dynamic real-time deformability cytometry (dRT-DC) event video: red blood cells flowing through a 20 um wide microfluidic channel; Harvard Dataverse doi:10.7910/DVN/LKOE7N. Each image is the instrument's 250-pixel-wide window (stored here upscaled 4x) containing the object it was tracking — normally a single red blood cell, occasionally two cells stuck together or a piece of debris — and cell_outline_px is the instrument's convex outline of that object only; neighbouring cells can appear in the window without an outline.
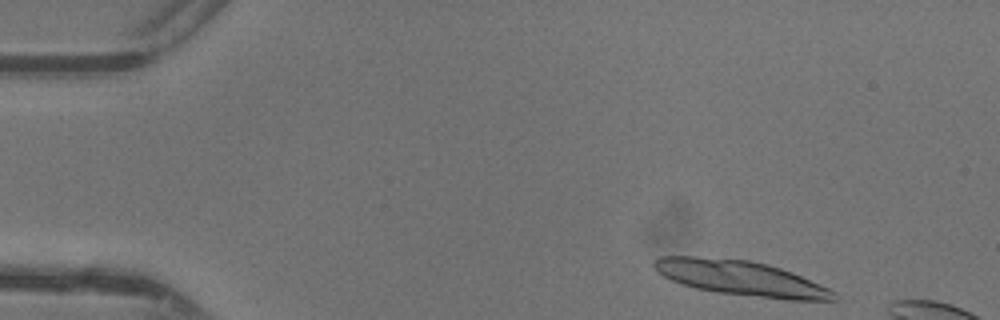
{"species": "common noctule bat (a hibernating species)", "species_latin": "Nyctalus noctula", "temperature_condition": "warm", "stored_images_in_passage": 7, "camera_frame_rate_fps": 3000, "um_per_image_px": 0.085, "animal": {"sex": "female"}, "frame": {"image": 1, "passage_image": 1, "time_ms": 0.0, "image_size_px": [1000, 320], "cell_outline_px": [[840, 296], [836, 300], [788, 300], [720, 292], [696, 288], [672, 280], [664, 276], [652, 264], [652, 260], [660, 256], [696, 256], [748, 260], [768, 264], [792, 272], [828, 288], [836, 292]], "centroid_in_image_um": [63.01, 23.63], "position_along_channel_um": 22.0, "area_um2": 36.24}}